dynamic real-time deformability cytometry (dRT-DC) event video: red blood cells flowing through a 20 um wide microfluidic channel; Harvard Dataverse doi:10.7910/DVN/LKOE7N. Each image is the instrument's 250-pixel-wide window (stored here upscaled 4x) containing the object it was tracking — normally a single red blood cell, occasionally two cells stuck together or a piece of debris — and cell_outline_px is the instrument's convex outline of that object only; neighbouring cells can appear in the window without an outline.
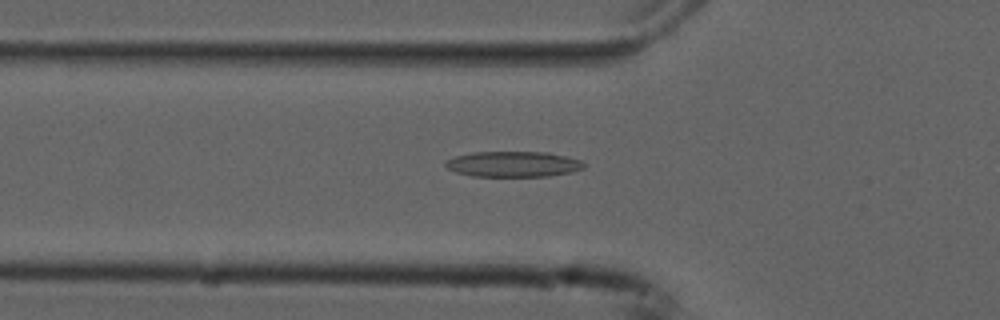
{"species": "common noctule bat (a hibernating species)", "species_latin": "Nyctalus noctula", "temperature_condition": "cold", "stored_images_in_passage": 55, "camera_frame_rate_fps": 3000, "um_per_image_px": 0.085, "animal": {"sex": "male", "forearm_length_mm": 52.5}, "frame": {"image": 1, "passage_image": 19, "time_ms": 6.0, "image_size_px": [1000, 320], "cell_outline_px": [[584, 168], [572, 172], [548, 176], [472, 176], [456, 172], [448, 168], [444, 164], [448, 160], [456, 156], [472, 152], [548, 152], [580, 160], [584, 164]], "centroid_in_image_um": [43.63, 13.95], "position_along_channel_um": 82.2, "area_um2": 20.46}}
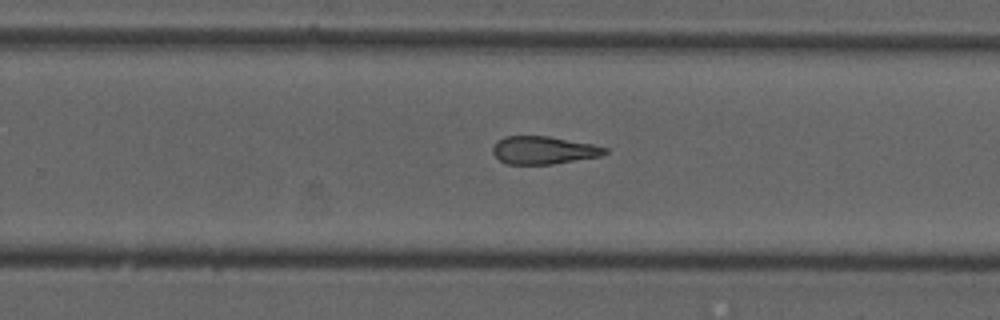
{"frame": {"image": 2, "passage_image": 35, "time_ms": 11.333, "image_size_px": [1000, 320], "cell_outline_px": [[608, 152], [600, 156], [552, 164], [508, 164], [500, 160], [492, 152], [492, 148], [504, 136], [548, 136], [592, 144], [608, 148]], "centroid_in_image_um": [46.22, 12.76], "position_along_channel_um": 283.6, "area_um2": 17.98}}
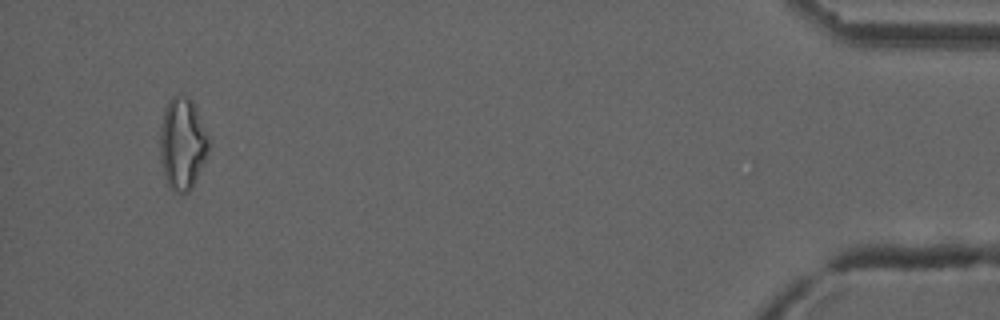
{"frame": {"image": 3, "passage_image": 52, "time_ms": 17.0, "image_size_px": [1000, 320], "cell_outline_px": [[208, 152], [192, 188], [188, 192], [172, 192], [164, 176], [160, 160], [160, 132], [164, 108], [168, 100], [172, 96], [188, 96], [196, 104], [208, 136]], "centroid_in_image_um": [15.49, 12.19], "position_along_channel_um": 419.7, "area_um2": 26.24}, "authors_computed_cell_mechanics": {"area_um2": 20.4612, "velocity_mm_per_s": 3.7726, "shape_relaxation_time_tau1_ms": null, "shape_relaxation_time_tau2_ms": 7.6518, "deformation_change_tau1": null, "deformation_change_tau2": 0.227}}